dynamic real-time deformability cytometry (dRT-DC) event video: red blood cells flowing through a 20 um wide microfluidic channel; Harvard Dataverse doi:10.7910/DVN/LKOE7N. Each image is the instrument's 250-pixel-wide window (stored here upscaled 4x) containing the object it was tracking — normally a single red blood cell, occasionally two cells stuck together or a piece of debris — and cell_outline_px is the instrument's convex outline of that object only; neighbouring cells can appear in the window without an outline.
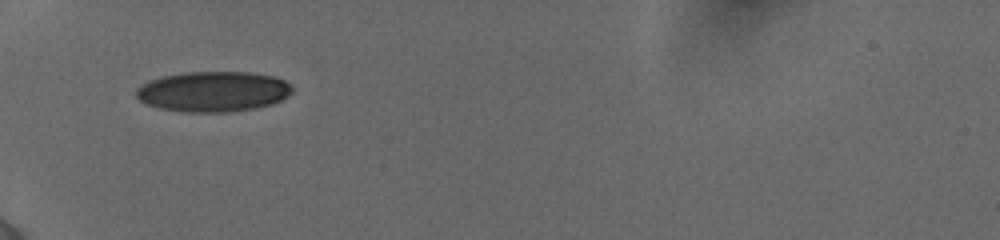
{"species": "human", "species_latin": "Homo sapiens", "temperature_condition": "cold", "stored_images_in_passage": 34, "camera_frame_rate_fps": 3000, "um_per_image_px": 0.085, "donor": {"sex": "female"}, "frame": {"image": 1, "passage_image": 1, "time_ms": 0.0, "image_size_px": [1000, 240], "cell_outline_px": [[292, 92], [288, 96], [272, 104], [252, 108], [228, 112], [184, 112], [160, 108], [148, 104], [140, 100], [136, 96], [136, 88], [140, 84], [148, 80], [164, 76], [184, 72], [248, 72], [272, 76], [284, 80], [292, 88]], "centroid_in_image_um": [18.09, 7.78], "position_along_channel_um": 66.9, "area_um2": 36.59}}
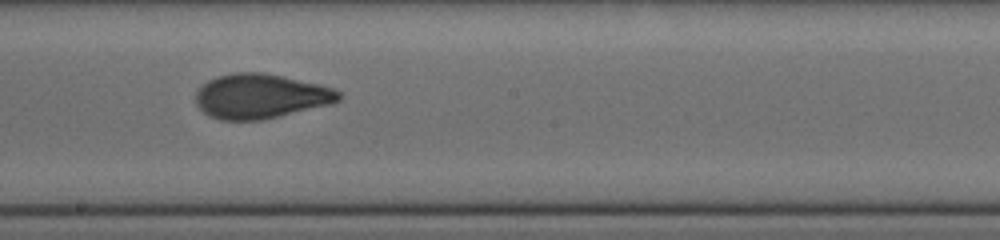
{"frame": {"image": 2, "passage_image": 20, "time_ms": 4.333, "image_size_px": [1000, 240], "cell_outline_px": [[344, 96], [340, 100], [332, 104], [260, 120], [220, 120], [208, 116], [196, 104], [196, 92], [208, 80], [216, 76], [232, 72], [264, 72], [320, 84], [332, 88], [340, 92]], "centroid_in_image_um": [22.16, 8.17], "position_along_channel_um": 226.0, "area_um2": 37.34}}
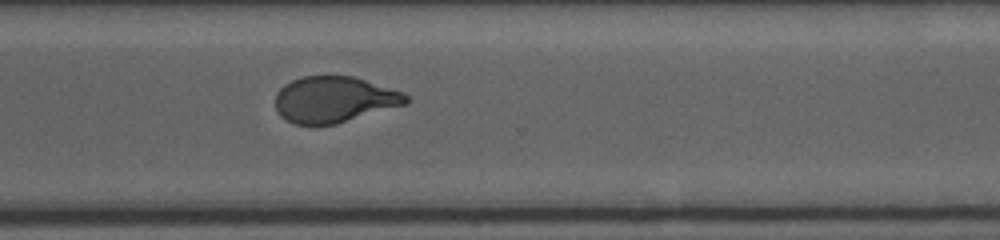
{"frame": {"image": 3, "passage_image": 34, "time_ms": 7.333, "image_size_px": [1000, 240], "cell_outline_px": [[408, 104], [336, 124], [296, 124], [280, 116], [276, 108], [276, 92], [284, 84], [292, 80], [304, 76], [352, 76], [404, 92], [408, 96]], "centroid_in_image_um": [28.42, 8.45], "position_along_channel_um": 342.2, "area_um2": 35.03}}